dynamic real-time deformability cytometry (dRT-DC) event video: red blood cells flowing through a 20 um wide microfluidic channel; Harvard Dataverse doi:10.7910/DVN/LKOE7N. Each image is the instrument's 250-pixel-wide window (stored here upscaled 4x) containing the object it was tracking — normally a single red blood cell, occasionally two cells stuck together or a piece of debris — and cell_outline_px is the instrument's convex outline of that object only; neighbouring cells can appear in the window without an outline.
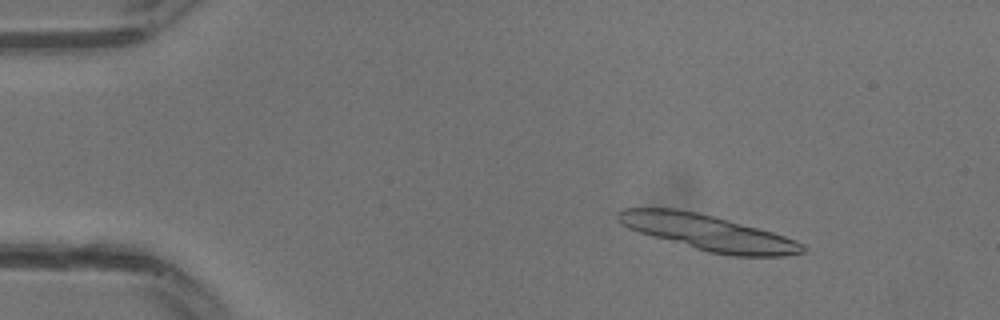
{"species": "common noctule bat (a hibernating species)", "species_latin": "Nyctalus noctula", "temperature_condition": "warm", "stored_images_in_passage": 18, "segment_of_instrument_passage": [1, 2], "camera_frame_rate_fps": 3000, "um_per_image_px": 0.085, "animal": {"sex": "male", "body_mass_g": 13.3}, "frame": {"image": 1, "passage_image": 1, "time_ms": 0.0, "image_size_px": [1000, 320], "cell_outline_px": [[808, 248], [804, 252], [784, 256], [732, 256], [708, 252], [652, 236], [628, 228], [620, 224], [616, 216], [616, 212], [624, 208], [676, 208], [696, 212], [728, 220], [772, 232], [796, 240], [804, 244]], "centroid_in_image_um": [60.18, 19.77], "position_along_channel_um": 24.8, "area_um2": 38.09}}